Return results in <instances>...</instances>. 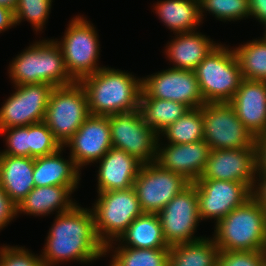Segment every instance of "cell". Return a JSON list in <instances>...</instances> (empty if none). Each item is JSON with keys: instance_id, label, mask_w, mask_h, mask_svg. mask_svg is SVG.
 I'll return each instance as SVG.
<instances>
[{"instance_id": "cell-43", "label": "cell", "mask_w": 266, "mask_h": 266, "mask_svg": "<svg viewBox=\"0 0 266 266\" xmlns=\"http://www.w3.org/2000/svg\"><path fill=\"white\" fill-rule=\"evenodd\" d=\"M17 4V0H0V5L10 8L11 10H15Z\"/></svg>"}, {"instance_id": "cell-34", "label": "cell", "mask_w": 266, "mask_h": 266, "mask_svg": "<svg viewBox=\"0 0 266 266\" xmlns=\"http://www.w3.org/2000/svg\"><path fill=\"white\" fill-rule=\"evenodd\" d=\"M62 147L43 121L29 125V157L49 155Z\"/></svg>"}, {"instance_id": "cell-19", "label": "cell", "mask_w": 266, "mask_h": 266, "mask_svg": "<svg viewBox=\"0 0 266 266\" xmlns=\"http://www.w3.org/2000/svg\"><path fill=\"white\" fill-rule=\"evenodd\" d=\"M229 104L254 138L266 133V81L242 79Z\"/></svg>"}, {"instance_id": "cell-35", "label": "cell", "mask_w": 266, "mask_h": 266, "mask_svg": "<svg viewBox=\"0 0 266 266\" xmlns=\"http://www.w3.org/2000/svg\"><path fill=\"white\" fill-rule=\"evenodd\" d=\"M0 135L6 136L7 146L0 155L29 157V125L0 129Z\"/></svg>"}, {"instance_id": "cell-3", "label": "cell", "mask_w": 266, "mask_h": 266, "mask_svg": "<svg viewBox=\"0 0 266 266\" xmlns=\"http://www.w3.org/2000/svg\"><path fill=\"white\" fill-rule=\"evenodd\" d=\"M9 77L15 85L45 83L53 87L75 81L66 70L62 50L54 39L39 40L10 62Z\"/></svg>"}, {"instance_id": "cell-17", "label": "cell", "mask_w": 266, "mask_h": 266, "mask_svg": "<svg viewBox=\"0 0 266 266\" xmlns=\"http://www.w3.org/2000/svg\"><path fill=\"white\" fill-rule=\"evenodd\" d=\"M63 147L70 148V157L79 170L97 163L112 148L109 116L90 114Z\"/></svg>"}, {"instance_id": "cell-38", "label": "cell", "mask_w": 266, "mask_h": 266, "mask_svg": "<svg viewBox=\"0 0 266 266\" xmlns=\"http://www.w3.org/2000/svg\"><path fill=\"white\" fill-rule=\"evenodd\" d=\"M16 216H18L17 205L10 199L0 185V230L10 224Z\"/></svg>"}, {"instance_id": "cell-4", "label": "cell", "mask_w": 266, "mask_h": 266, "mask_svg": "<svg viewBox=\"0 0 266 266\" xmlns=\"http://www.w3.org/2000/svg\"><path fill=\"white\" fill-rule=\"evenodd\" d=\"M220 251H266V211L251 196L214 228Z\"/></svg>"}, {"instance_id": "cell-16", "label": "cell", "mask_w": 266, "mask_h": 266, "mask_svg": "<svg viewBox=\"0 0 266 266\" xmlns=\"http://www.w3.org/2000/svg\"><path fill=\"white\" fill-rule=\"evenodd\" d=\"M199 179L242 182L252 191L257 179L255 147L211 150Z\"/></svg>"}, {"instance_id": "cell-37", "label": "cell", "mask_w": 266, "mask_h": 266, "mask_svg": "<svg viewBox=\"0 0 266 266\" xmlns=\"http://www.w3.org/2000/svg\"><path fill=\"white\" fill-rule=\"evenodd\" d=\"M218 266H266V251H220Z\"/></svg>"}, {"instance_id": "cell-11", "label": "cell", "mask_w": 266, "mask_h": 266, "mask_svg": "<svg viewBox=\"0 0 266 266\" xmlns=\"http://www.w3.org/2000/svg\"><path fill=\"white\" fill-rule=\"evenodd\" d=\"M190 182L155 162L142 164L133 188L143 213L158 214Z\"/></svg>"}, {"instance_id": "cell-9", "label": "cell", "mask_w": 266, "mask_h": 266, "mask_svg": "<svg viewBox=\"0 0 266 266\" xmlns=\"http://www.w3.org/2000/svg\"><path fill=\"white\" fill-rule=\"evenodd\" d=\"M201 110L204 141L211 150L255 147L254 136L229 103H205Z\"/></svg>"}, {"instance_id": "cell-24", "label": "cell", "mask_w": 266, "mask_h": 266, "mask_svg": "<svg viewBox=\"0 0 266 266\" xmlns=\"http://www.w3.org/2000/svg\"><path fill=\"white\" fill-rule=\"evenodd\" d=\"M62 147L55 153L34 158L33 180L35 187L78 186L81 180L79 170L73 159L62 157Z\"/></svg>"}, {"instance_id": "cell-40", "label": "cell", "mask_w": 266, "mask_h": 266, "mask_svg": "<svg viewBox=\"0 0 266 266\" xmlns=\"http://www.w3.org/2000/svg\"><path fill=\"white\" fill-rule=\"evenodd\" d=\"M251 195L266 211V175H257V179L254 187L252 188Z\"/></svg>"}, {"instance_id": "cell-7", "label": "cell", "mask_w": 266, "mask_h": 266, "mask_svg": "<svg viewBox=\"0 0 266 266\" xmlns=\"http://www.w3.org/2000/svg\"><path fill=\"white\" fill-rule=\"evenodd\" d=\"M97 193L91 211L97 236L106 247L116 241L143 211L133 187Z\"/></svg>"}, {"instance_id": "cell-32", "label": "cell", "mask_w": 266, "mask_h": 266, "mask_svg": "<svg viewBox=\"0 0 266 266\" xmlns=\"http://www.w3.org/2000/svg\"><path fill=\"white\" fill-rule=\"evenodd\" d=\"M199 8L202 21L205 11L224 22L241 21L245 17H250L248 0H199Z\"/></svg>"}, {"instance_id": "cell-31", "label": "cell", "mask_w": 266, "mask_h": 266, "mask_svg": "<svg viewBox=\"0 0 266 266\" xmlns=\"http://www.w3.org/2000/svg\"><path fill=\"white\" fill-rule=\"evenodd\" d=\"M105 251L106 253L113 251L109 266H168L170 247L158 249L116 247L115 250Z\"/></svg>"}, {"instance_id": "cell-1", "label": "cell", "mask_w": 266, "mask_h": 266, "mask_svg": "<svg viewBox=\"0 0 266 266\" xmlns=\"http://www.w3.org/2000/svg\"><path fill=\"white\" fill-rule=\"evenodd\" d=\"M41 254L44 266H56L71 260L82 264L105 257L106 247L99 240L91 208L76 205L56 214Z\"/></svg>"}, {"instance_id": "cell-15", "label": "cell", "mask_w": 266, "mask_h": 266, "mask_svg": "<svg viewBox=\"0 0 266 266\" xmlns=\"http://www.w3.org/2000/svg\"><path fill=\"white\" fill-rule=\"evenodd\" d=\"M194 184L201 221L214 219L215 224L252 196L242 182L198 179Z\"/></svg>"}, {"instance_id": "cell-22", "label": "cell", "mask_w": 266, "mask_h": 266, "mask_svg": "<svg viewBox=\"0 0 266 266\" xmlns=\"http://www.w3.org/2000/svg\"><path fill=\"white\" fill-rule=\"evenodd\" d=\"M78 186H42L34 187L17 206V214L48 216L53 212L65 213L77 203L71 194ZM58 210V211H57Z\"/></svg>"}, {"instance_id": "cell-6", "label": "cell", "mask_w": 266, "mask_h": 266, "mask_svg": "<svg viewBox=\"0 0 266 266\" xmlns=\"http://www.w3.org/2000/svg\"><path fill=\"white\" fill-rule=\"evenodd\" d=\"M98 34L90 21L83 16L71 19L59 44L67 72L75 82L100 70Z\"/></svg>"}, {"instance_id": "cell-36", "label": "cell", "mask_w": 266, "mask_h": 266, "mask_svg": "<svg viewBox=\"0 0 266 266\" xmlns=\"http://www.w3.org/2000/svg\"><path fill=\"white\" fill-rule=\"evenodd\" d=\"M0 266H44L41 254L38 256L28 248L18 246H0Z\"/></svg>"}, {"instance_id": "cell-8", "label": "cell", "mask_w": 266, "mask_h": 266, "mask_svg": "<svg viewBox=\"0 0 266 266\" xmlns=\"http://www.w3.org/2000/svg\"><path fill=\"white\" fill-rule=\"evenodd\" d=\"M89 116L85 90L74 82L53 88L43 122L64 146Z\"/></svg>"}, {"instance_id": "cell-25", "label": "cell", "mask_w": 266, "mask_h": 266, "mask_svg": "<svg viewBox=\"0 0 266 266\" xmlns=\"http://www.w3.org/2000/svg\"><path fill=\"white\" fill-rule=\"evenodd\" d=\"M116 242H121L118 247L144 249L170 247L164 238L158 214L150 213H143L137 217L115 242H111L106 246V249H114L115 246L113 245H117Z\"/></svg>"}, {"instance_id": "cell-2", "label": "cell", "mask_w": 266, "mask_h": 266, "mask_svg": "<svg viewBox=\"0 0 266 266\" xmlns=\"http://www.w3.org/2000/svg\"><path fill=\"white\" fill-rule=\"evenodd\" d=\"M103 66L79 82L87 95L91 115L111 116L139 109L142 78Z\"/></svg>"}, {"instance_id": "cell-23", "label": "cell", "mask_w": 266, "mask_h": 266, "mask_svg": "<svg viewBox=\"0 0 266 266\" xmlns=\"http://www.w3.org/2000/svg\"><path fill=\"white\" fill-rule=\"evenodd\" d=\"M34 158L0 155V185L18 206L35 187Z\"/></svg>"}, {"instance_id": "cell-42", "label": "cell", "mask_w": 266, "mask_h": 266, "mask_svg": "<svg viewBox=\"0 0 266 266\" xmlns=\"http://www.w3.org/2000/svg\"><path fill=\"white\" fill-rule=\"evenodd\" d=\"M14 26H16L14 11L0 5V33Z\"/></svg>"}, {"instance_id": "cell-13", "label": "cell", "mask_w": 266, "mask_h": 266, "mask_svg": "<svg viewBox=\"0 0 266 266\" xmlns=\"http://www.w3.org/2000/svg\"><path fill=\"white\" fill-rule=\"evenodd\" d=\"M16 91L0 108V129L44 121L53 86L45 83L14 85Z\"/></svg>"}, {"instance_id": "cell-20", "label": "cell", "mask_w": 266, "mask_h": 266, "mask_svg": "<svg viewBox=\"0 0 266 266\" xmlns=\"http://www.w3.org/2000/svg\"><path fill=\"white\" fill-rule=\"evenodd\" d=\"M141 165L134 156L112 147L99 160L97 192L132 188Z\"/></svg>"}, {"instance_id": "cell-33", "label": "cell", "mask_w": 266, "mask_h": 266, "mask_svg": "<svg viewBox=\"0 0 266 266\" xmlns=\"http://www.w3.org/2000/svg\"><path fill=\"white\" fill-rule=\"evenodd\" d=\"M52 2V0H17L14 10L16 26L26 19L36 33L42 31L49 18Z\"/></svg>"}, {"instance_id": "cell-18", "label": "cell", "mask_w": 266, "mask_h": 266, "mask_svg": "<svg viewBox=\"0 0 266 266\" xmlns=\"http://www.w3.org/2000/svg\"><path fill=\"white\" fill-rule=\"evenodd\" d=\"M159 139L162 137H159L156 143L154 162L163 169L182 175L190 183L198 180L209 158L211 151L209 145L204 140L186 144L165 143L164 145Z\"/></svg>"}, {"instance_id": "cell-29", "label": "cell", "mask_w": 266, "mask_h": 266, "mask_svg": "<svg viewBox=\"0 0 266 266\" xmlns=\"http://www.w3.org/2000/svg\"><path fill=\"white\" fill-rule=\"evenodd\" d=\"M242 78L266 81V39H253L233 49Z\"/></svg>"}, {"instance_id": "cell-28", "label": "cell", "mask_w": 266, "mask_h": 266, "mask_svg": "<svg viewBox=\"0 0 266 266\" xmlns=\"http://www.w3.org/2000/svg\"><path fill=\"white\" fill-rule=\"evenodd\" d=\"M183 103L149 97L143 90L140 95L139 110L144 121L159 135L169 125L189 111Z\"/></svg>"}, {"instance_id": "cell-44", "label": "cell", "mask_w": 266, "mask_h": 266, "mask_svg": "<svg viewBox=\"0 0 266 266\" xmlns=\"http://www.w3.org/2000/svg\"><path fill=\"white\" fill-rule=\"evenodd\" d=\"M264 27H265V31H264L265 33L263 34L264 35L263 37L266 39V24L264 25Z\"/></svg>"}, {"instance_id": "cell-12", "label": "cell", "mask_w": 266, "mask_h": 266, "mask_svg": "<svg viewBox=\"0 0 266 266\" xmlns=\"http://www.w3.org/2000/svg\"><path fill=\"white\" fill-rule=\"evenodd\" d=\"M164 238L169 246L193 242L199 217L198 196L194 183L177 194L159 213Z\"/></svg>"}, {"instance_id": "cell-26", "label": "cell", "mask_w": 266, "mask_h": 266, "mask_svg": "<svg viewBox=\"0 0 266 266\" xmlns=\"http://www.w3.org/2000/svg\"><path fill=\"white\" fill-rule=\"evenodd\" d=\"M153 9L174 34L196 31L202 23L199 0H160Z\"/></svg>"}, {"instance_id": "cell-10", "label": "cell", "mask_w": 266, "mask_h": 266, "mask_svg": "<svg viewBox=\"0 0 266 266\" xmlns=\"http://www.w3.org/2000/svg\"><path fill=\"white\" fill-rule=\"evenodd\" d=\"M112 147L134 156L142 164L155 161L159 135L144 121L141 111L109 116Z\"/></svg>"}, {"instance_id": "cell-39", "label": "cell", "mask_w": 266, "mask_h": 266, "mask_svg": "<svg viewBox=\"0 0 266 266\" xmlns=\"http://www.w3.org/2000/svg\"><path fill=\"white\" fill-rule=\"evenodd\" d=\"M256 174L266 175V133L255 138Z\"/></svg>"}, {"instance_id": "cell-30", "label": "cell", "mask_w": 266, "mask_h": 266, "mask_svg": "<svg viewBox=\"0 0 266 266\" xmlns=\"http://www.w3.org/2000/svg\"><path fill=\"white\" fill-rule=\"evenodd\" d=\"M166 137L168 143L186 144L204 140L201 107L189 109L182 117L164 129L159 137Z\"/></svg>"}, {"instance_id": "cell-41", "label": "cell", "mask_w": 266, "mask_h": 266, "mask_svg": "<svg viewBox=\"0 0 266 266\" xmlns=\"http://www.w3.org/2000/svg\"><path fill=\"white\" fill-rule=\"evenodd\" d=\"M250 17H254L263 25L266 24V0H248Z\"/></svg>"}, {"instance_id": "cell-21", "label": "cell", "mask_w": 266, "mask_h": 266, "mask_svg": "<svg viewBox=\"0 0 266 266\" xmlns=\"http://www.w3.org/2000/svg\"><path fill=\"white\" fill-rule=\"evenodd\" d=\"M166 45L165 53L169 62L173 63L170 68L194 71L204 58L215 49L219 43L211 40L201 32L192 31L175 34Z\"/></svg>"}, {"instance_id": "cell-5", "label": "cell", "mask_w": 266, "mask_h": 266, "mask_svg": "<svg viewBox=\"0 0 266 266\" xmlns=\"http://www.w3.org/2000/svg\"><path fill=\"white\" fill-rule=\"evenodd\" d=\"M205 103H229L242 74L233 47L219 44L194 70Z\"/></svg>"}, {"instance_id": "cell-27", "label": "cell", "mask_w": 266, "mask_h": 266, "mask_svg": "<svg viewBox=\"0 0 266 266\" xmlns=\"http://www.w3.org/2000/svg\"><path fill=\"white\" fill-rule=\"evenodd\" d=\"M219 253L214 238L203 237L170 246L168 266H218Z\"/></svg>"}, {"instance_id": "cell-14", "label": "cell", "mask_w": 266, "mask_h": 266, "mask_svg": "<svg viewBox=\"0 0 266 266\" xmlns=\"http://www.w3.org/2000/svg\"><path fill=\"white\" fill-rule=\"evenodd\" d=\"M142 90L151 98L183 103L190 109L205 104L195 72L168 68L142 77Z\"/></svg>"}]
</instances>
